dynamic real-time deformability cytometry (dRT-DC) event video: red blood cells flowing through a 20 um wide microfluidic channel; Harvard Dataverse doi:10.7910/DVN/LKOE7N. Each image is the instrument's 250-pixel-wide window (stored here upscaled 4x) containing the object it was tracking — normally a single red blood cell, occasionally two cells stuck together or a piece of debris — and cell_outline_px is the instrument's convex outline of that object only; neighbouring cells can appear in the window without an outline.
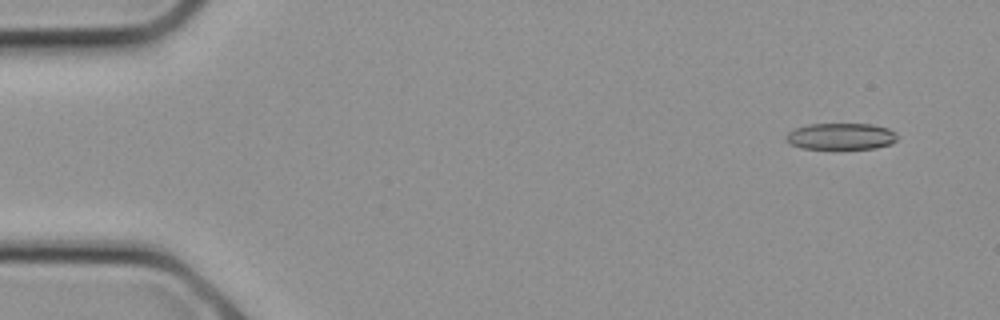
{"species": "common noctule bat (a hibernating species)", "species_latin": "Nyctalus noctula", "temperature_condition": "cold", "stored_images_in_passage": 11, "camera_frame_rate_fps": 3000, "um_per_image_px": 0.085, "animal": {"sex": "female", "body_mass_g": 21.9}, "frame": {"image": 1, "passage_image": 2, "time_ms": 0.333, "image_size_px": [1000, 320], "cell_outline_px": [[900, 136], [892, 144], [876, 148], [800, 148], [788, 144], [784, 140], [784, 136], [788, 132], [796, 128], [808, 124], [872, 124], [888, 128], [896, 132]], "centroid_in_image_um": [71.48, 11.58], "position_along_channel_um": 13.5, "area_um2": 17.4}}
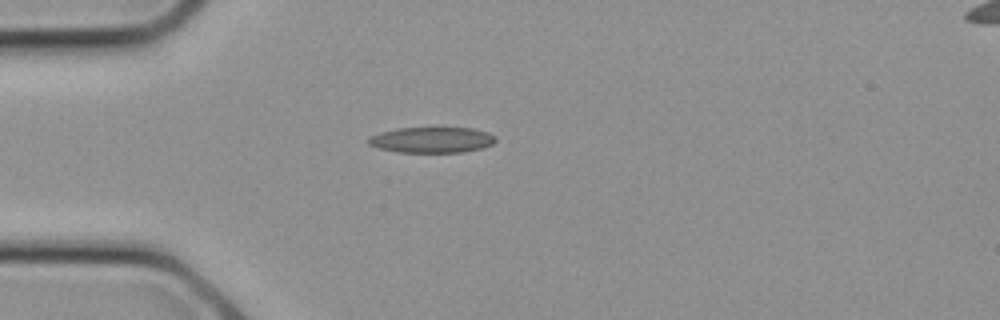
{"frame": {"image": 2, "passage_image": 7, "time_ms": 2.0, "image_size_px": [1000, 320], "cell_outline_px": [[496, 140], [492, 144], [480, 148], [464, 152], [396, 152], [376, 148], [368, 144], [368, 136], [380, 132], [396, 128], [472, 128], [488, 132], [496, 136]], "centroid_in_image_um": [36.67, 11.89], "position_along_channel_um": 48.3, "area_um2": 19.19}}
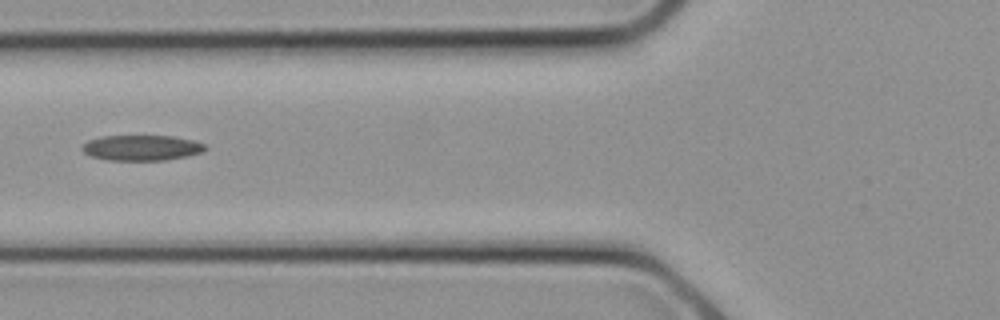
{"frame": {"image": 3, "passage_image": 10, "time_ms": 3.0, "image_size_px": [1000, 320], "cell_outline_px": [[208, 148], [200, 152], [184, 156], [164, 160], [108, 160], [92, 156], [84, 152], [80, 148], [88, 140], [100, 136], [172, 136], [192, 140], [204, 144]], "centroid_in_image_um": [12.0, 12.55], "position_along_channel_um": 113.8, "area_um2": 18.03}}